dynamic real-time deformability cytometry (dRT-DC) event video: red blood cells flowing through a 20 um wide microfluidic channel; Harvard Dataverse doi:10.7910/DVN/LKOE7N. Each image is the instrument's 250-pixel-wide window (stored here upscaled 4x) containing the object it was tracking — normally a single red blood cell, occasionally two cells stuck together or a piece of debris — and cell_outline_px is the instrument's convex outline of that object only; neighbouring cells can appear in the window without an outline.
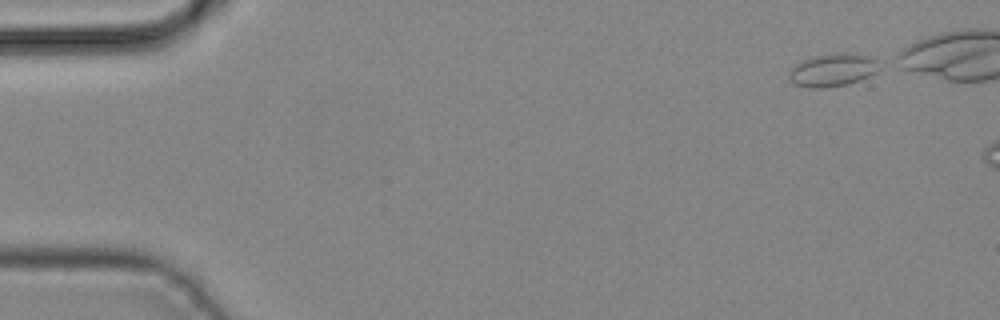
{"species": "common noctule bat (a hibernating species)", "species_latin": "Nyctalus noctula", "temperature_condition": "cold", "stored_images_in_passage": 5, "camera_frame_rate_fps": 3000, "um_per_image_px": 0.085, "animal": {"sex": "male", "body_mass_g": 19.2, "forearm_length_mm": 51.8}, "frame": {"image": 1, "passage_image": 1, "time_ms": 0.0, "image_size_px": [1000, 320], "cell_outline_px": [[876, 72], [860, 80], [848, 84], [824, 88], [808, 88], [796, 84], [788, 76], [792, 68], [796, 64], [812, 56], [840, 52], [868, 56], [876, 60]], "centroid_in_image_um": [70.75, 5.96], "position_along_channel_um": 14.3, "area_um2": 16.94}}